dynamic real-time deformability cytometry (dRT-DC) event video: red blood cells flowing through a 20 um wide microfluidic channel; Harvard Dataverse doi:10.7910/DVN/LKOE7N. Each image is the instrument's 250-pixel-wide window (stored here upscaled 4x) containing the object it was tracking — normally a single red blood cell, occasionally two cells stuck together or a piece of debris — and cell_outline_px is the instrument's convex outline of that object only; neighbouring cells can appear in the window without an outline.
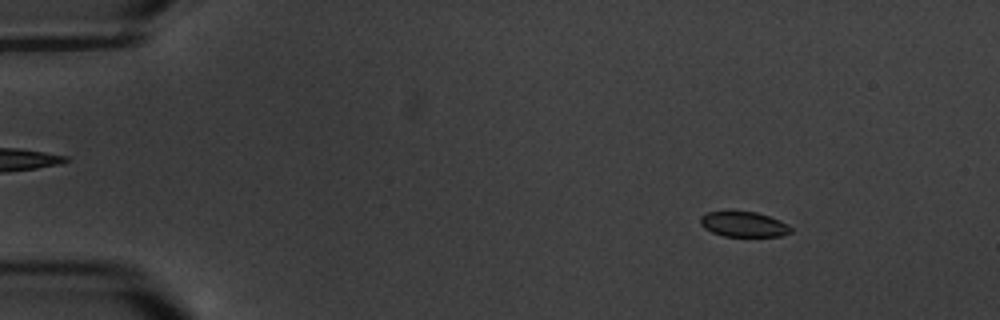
{"species": "common noctule bat (a hibernating species)", "species_latin": "Nyctalus noctula", "temperature_condition": "warm", "stored_images_in_passage": 6, "camera_frame_rate_fps": 3000, "um_per_image_px": 0.085, "animal": {"sex": "male", "body_mass_g": 20.1, "forearm_length_mm": 53.5}, "frame": {"image": 1, "passage_image": 2, "time_ms": 1.0, "image_size_px": [1000, 320], "cell_outline_px": [[792, 232], [780, 236], [724, 236], [712, 232], [704, 228], [700, 224], [700, 216], [708, 212], [756, 212], [780, 220], [788, 224], [792, 228]], "centroid_in_image_um": [63.22, 19.07], "position_along_channel_um": 21.8, "area_um2": 13.18}}
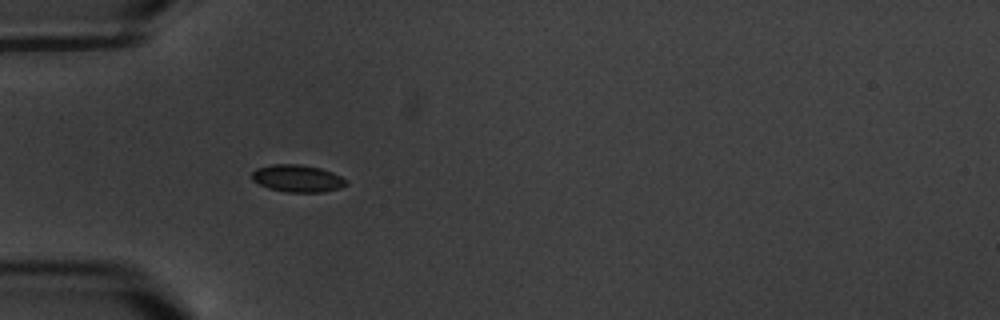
{"frame": {"image": 2, "passage_image": 5, "time_ms": 4.667, "image_size_px": [1000, 320], "cell_outline_px": [[348, 184], [324, 192], [288, 192], [268, 188], [252, 180], [252, 172], [256, 168], [272, 164], [300, 164], [320, 168], [332, 172], [348, 180]], "centroid_in_image_um": [25.27, 15.16], "position_along_channel_um": 59.7, "area_um2": 14.91}}